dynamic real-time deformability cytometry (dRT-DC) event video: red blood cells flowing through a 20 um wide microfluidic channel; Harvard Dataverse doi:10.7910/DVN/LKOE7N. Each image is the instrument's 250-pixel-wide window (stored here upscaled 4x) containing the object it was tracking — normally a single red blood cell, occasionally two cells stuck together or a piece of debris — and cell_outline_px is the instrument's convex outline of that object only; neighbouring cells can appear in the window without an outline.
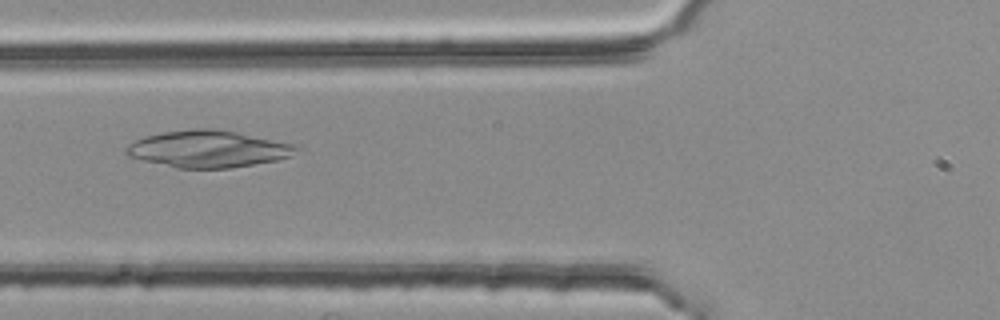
{"species": "common noctule bat (a hibernating species)", "species_latin": "Nyctalus noctula", "temperature_condition": "room temperature", "stored_images_in_passage": 7, "camera_frame_rate_fps": 3000, "um_per_image_px": 0.085, "animal": {"sex": "female", "body_mass_g": 25.1}, "frame": {"image": 1, "passage_image": 5, "time_ms": 1.333, "image_size_px": [1000, 320], "cell_outline_px": [[296, 148], [292, 156], [276, 160], [228, 168], [176, 168], [128, 156], [124, 152], [124, 148], [128, 144], [144, 136], [164, 132], [192, 128], [208, 128], [236, 132], [296, 144]], "centroid_in_image_um": [17.65, 12.65], "position_along_channel_um": 108.2, "area_um2": 36.3}}
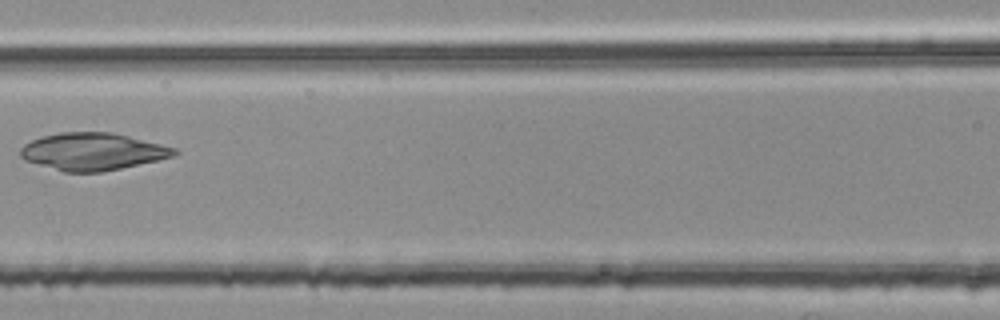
{"frame": {"image": 2, "passage_image": 6, "time_ms": 1.667, "image_size_px": [1000, 320], "cell_outline_px": [[180, 152], [172, 156], [156, 160], [104, 172], [64, 172], [24, 160], [20, 156], [20, 148], [24, 144], [40, 136], [60, 132], [112, 132], [176, 148]], "centroid_in_image_um": [7.83, 12.88], "position_along_channel_um": 158.8, "area_um2": 33.35}}
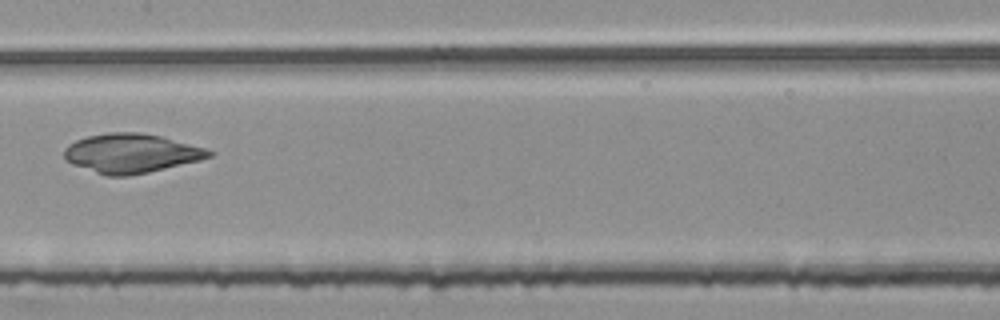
{"frame": {"image": 3, "passage_image": 7, "time_ms": 2.0, "image_size_px": [1000, 320], "cell_outline_px": [[216, 152], [212, 156], [200, 160], [148, 172], [128, 176], [104, 176], [72, 164], [64, 156], [64, 148], [68, 144], [76, 140], [88, 136], [108, 132], [140, 132], [160, 136], [208, 148]], "centroid_in_image_um": [11.17, 13.03], "position_along_channel_um": 196.2, "area_um2": 33.18}}